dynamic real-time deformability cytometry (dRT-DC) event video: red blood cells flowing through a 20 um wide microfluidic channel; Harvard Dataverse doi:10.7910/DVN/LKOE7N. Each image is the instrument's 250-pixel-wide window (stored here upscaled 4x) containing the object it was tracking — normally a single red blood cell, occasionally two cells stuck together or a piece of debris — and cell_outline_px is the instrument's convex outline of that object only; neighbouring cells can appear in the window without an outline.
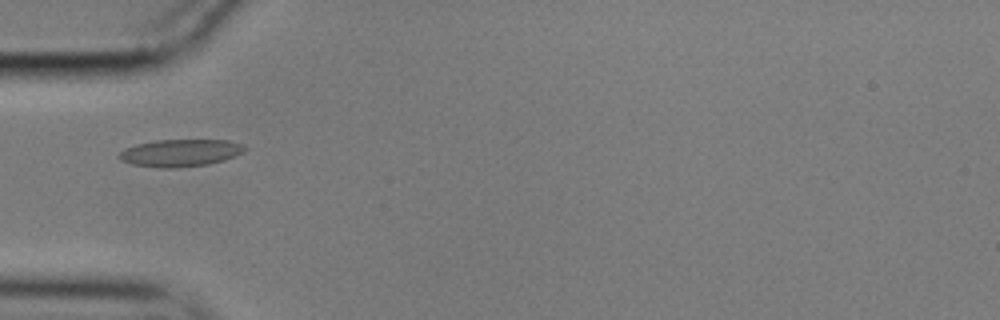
{"species": "common noctule bat (a hibernating species)", "species_latin": "Nyctalus noctula", "temperature_condition": "cold", "stored_images_in_passage": 25, "camera_frame_rate_fps": 3000, "um_per_image_px": 0.085, "animal": {"sex": "male", "body_mass_g": 17.9}, "frame": {"image": 1, "passage_image": 1, "time_ms": 0.0, "image_size_px": [1000, 320], "cell_outline_px": [[248, 148], [244, 152], [236, 156], [224, 160], [208, 164], [176, 168], [156, 168], [132, 164], [120, 160], [116, 156], [124, 148], [136, 144], [156, 140], [228, 140], [244, 144]], "centroid_in_image_um": [15.33, 13.0], "position_along_channel_um": 69.7, "area_um2": 20.29}}
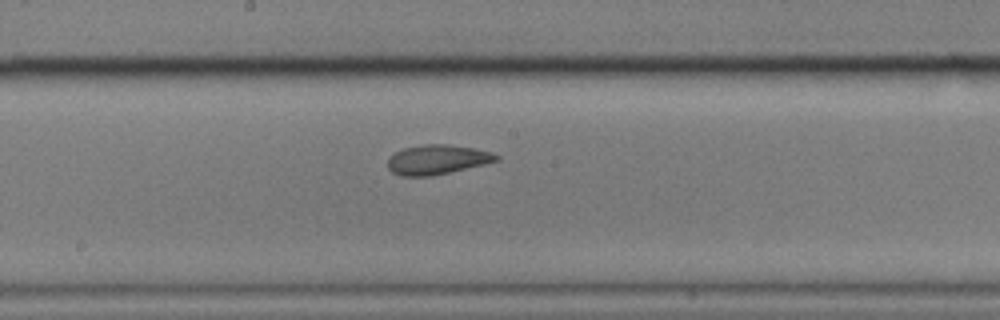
{"frame": {"image": 2, "passage_image": 13, "time_ms": 4.0, "image_size_px": [1000, 320], "cell_outline_px": [[500, 160], [484, 164], [432, 176], [400, 176], [392, 172], [388, 168], [388, 156], [404, 148], [424, 144], [444, 144], [472, 148], [492, 152], [500, 156]], "centroid_in_image_um": [37.14, 13.57], "position_along_channel_um": 211.1, "area_um2": 18.67}}
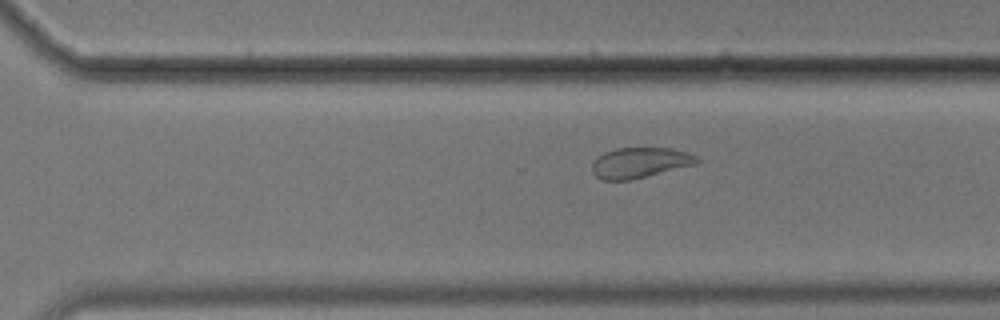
{"frame": {"image": 3, "passage_image": 22, "time_ms": 7.0, "image_size_px": [1000, 320], "cell_outline_px": [[700, 160], [696, 164], [632, 180], [604, 180], [596, 176], [592, 172], [592, 164], [604, 152], [616, 148], [672, 148], [688, 152], [696, 156]], "centroid_in_image_um": [54.41, 13.83], "position_along_channel_um": 316.2, "area_um2": 18.55}}